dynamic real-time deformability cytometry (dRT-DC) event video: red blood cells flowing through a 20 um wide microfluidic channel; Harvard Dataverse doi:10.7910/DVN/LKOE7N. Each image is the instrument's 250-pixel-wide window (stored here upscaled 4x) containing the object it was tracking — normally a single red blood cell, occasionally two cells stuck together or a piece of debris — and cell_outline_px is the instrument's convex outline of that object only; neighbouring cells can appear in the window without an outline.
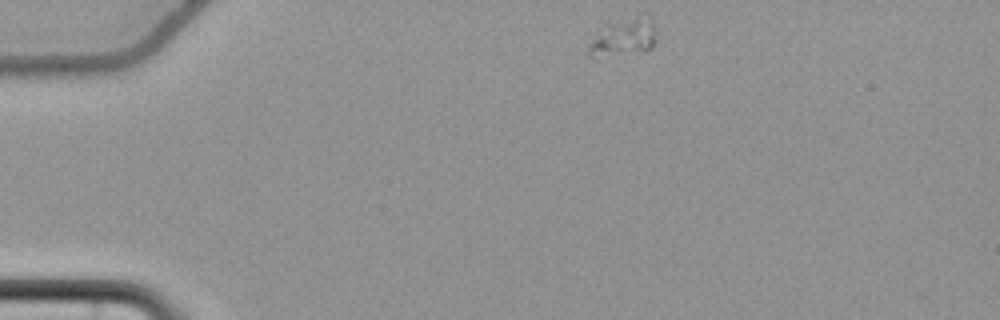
{"species": "common noctule bat (a hibernating species)", "species_latin": "Nyctalus noctula", "temperature_condition": "cold", "stored_images_in_passage": 46, "camera_frame_rate_fps": 3000, "um_per_image_px": 0.085, "animal": {"sex": "female", "body_mass_g": 22.7, "forearm_length_mm": 54.2}, "frame": {"image": 1, "passage_image": 1, "time_ms": 0.0, "image_size_px": [1000, 320], "cell_outline_px": [[656, 40], [652, 48], [644, 52], [592, 56], [588, 56], [588, 44], [604, 24], [636, 20], [652, 24], [656, 28]], "centroid_in_image_um": [52.95, 3.28], "position_along_channel_um": 32.0, "area_um2": 13.76}}
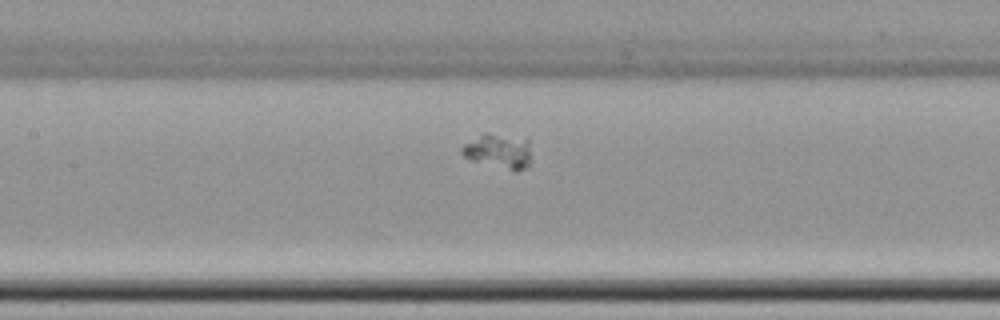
{"frame": {"image": 2, "passage_image": 17, "time_ms": 5.333, "image_size_px": [1000, 320], "cell_outline_px": [[528, 168], [516, 172], [472, 160], [464, 156], [460, 152], [460, 148], [464, 144], [484, 132], [488, 132], [528, 136]], "centroid_in_image_um": [42.39, 12.8], "position_along_channel_um": 165.0, "area_um2": 14.39}}
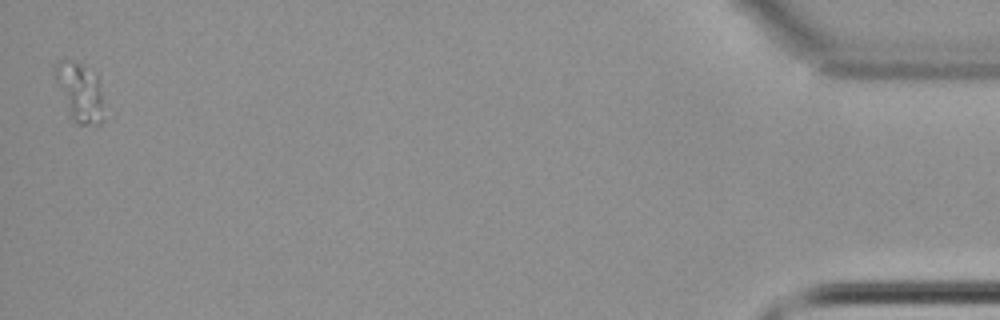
{"frame": {"image": 3, "passage_image": 46, "time_ms": 15.0, "image_size_px": [1000, 320], "cell_outline_px": [[104, 120], [96, 128], [92, 128], [80, 124], [68, 116], [52, 72], [52, 64], [56, 60], [60, 60], [80, 64], [96, 76], [100, 92]], "centroid_in_image_um": [6.72, 7.9], "position_along_channel_um": 428.5, "area_um2": 16.99}}